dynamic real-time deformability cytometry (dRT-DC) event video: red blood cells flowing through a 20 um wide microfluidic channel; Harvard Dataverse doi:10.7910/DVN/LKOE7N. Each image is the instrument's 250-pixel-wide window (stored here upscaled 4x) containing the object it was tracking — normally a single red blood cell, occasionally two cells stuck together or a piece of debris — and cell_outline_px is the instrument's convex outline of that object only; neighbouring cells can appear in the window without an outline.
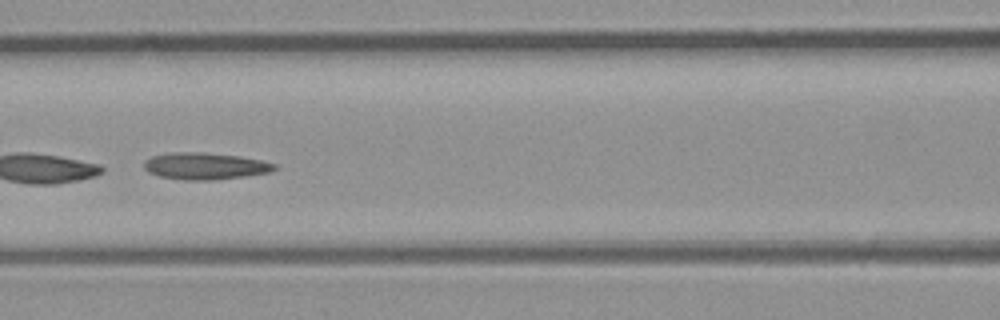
{"species": "common noctule bat (a hibernating species)", "species_latin": "Nyctalus noctula", "temperature_condition": "room temperature", "stored_images_in_passage": 6, "camera_frame_rate_fps": 3000, "um_per_image_px": 0.085, "animal": {"sex": "male", "body_mass_g": 23.1, "forearm_length_mm": 52.7}, "frame": {"image": 1, "passage_image": 5, "time_ms": 5.333, "image_size_px": [1000, 320], "cell_outline_px": [[276, 168], [268, 172], [248, 176], [212, 180], [184, 180], [160, 176], [148, 172], [144, 168], [144, 160], [152, 156], [168, 152], [204, 152], [240, 156], [260, 160], [276, 164]], "centroid_in_image_um": [17.4, 14.11], "position_along_channel_um": 149.2, "area_um2": 20.46}}
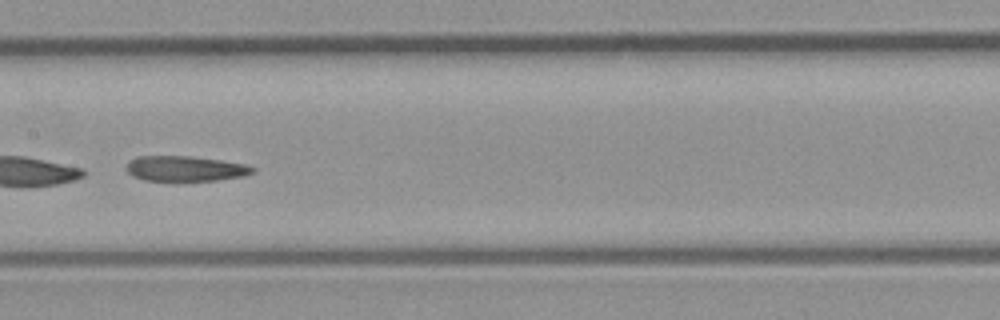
{"frame": {"image": 2, "passage_image": 6, "time_ms": 6.333, "image_size_px": [1000, 320], "cell_outline_px": [[256, 172], [244, 176], [216, 180], [144, 180], [132, 176], [124, 168], [128, 160], [136, 156], [188, 156], [220, 160], [248, 164], [256, 168]], "centroid_in_image_um": [15.74, 14.32], "position_along_channel_um": 191.7, "area_um2": 18.73}}